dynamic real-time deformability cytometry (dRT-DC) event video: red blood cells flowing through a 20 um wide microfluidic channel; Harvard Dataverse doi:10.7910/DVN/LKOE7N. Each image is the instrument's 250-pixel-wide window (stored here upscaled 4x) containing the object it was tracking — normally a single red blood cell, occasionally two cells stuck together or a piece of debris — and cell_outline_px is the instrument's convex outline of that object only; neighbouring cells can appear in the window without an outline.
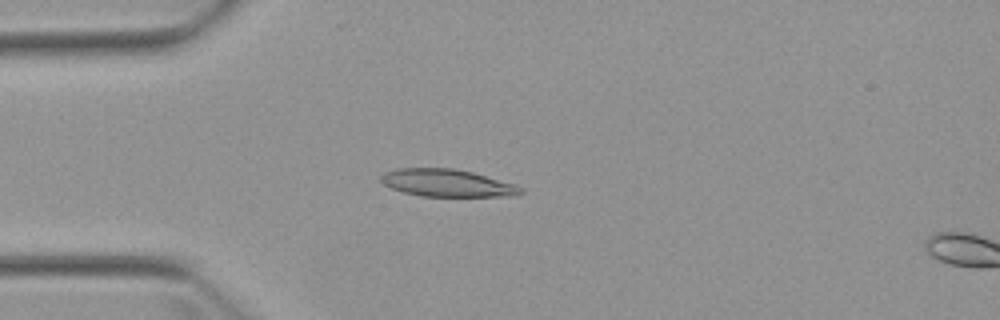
{"species": "Egyptian fruit bat (a non-hibernating species)", "species_latin": "Rousettus aegyptiacus", "temperature_condition": "warm", "stored_images_in_passage": 5, "camera_frame_rate_fps": 3000, "um_per_image_px": 0.085, "animal": {"sex": "female"}, "frame": {"image": 1, "passage_image": 4, "time_ms": 3.667, "image_size_px": [1000, 320], "cell_outline_px": [[524, 192], [520, 196], [420, 196], [404, 192], [392, 188], [384, 184], [380, 180], [380, 176], [384, 172], [396, 168], [452, 168], [472, 172], [516, 184], [524, 188]], "centroid_in_image_um": [38.04, 15.55], "position_along_channel_um": 47.0, "area_um2": 22.48}}